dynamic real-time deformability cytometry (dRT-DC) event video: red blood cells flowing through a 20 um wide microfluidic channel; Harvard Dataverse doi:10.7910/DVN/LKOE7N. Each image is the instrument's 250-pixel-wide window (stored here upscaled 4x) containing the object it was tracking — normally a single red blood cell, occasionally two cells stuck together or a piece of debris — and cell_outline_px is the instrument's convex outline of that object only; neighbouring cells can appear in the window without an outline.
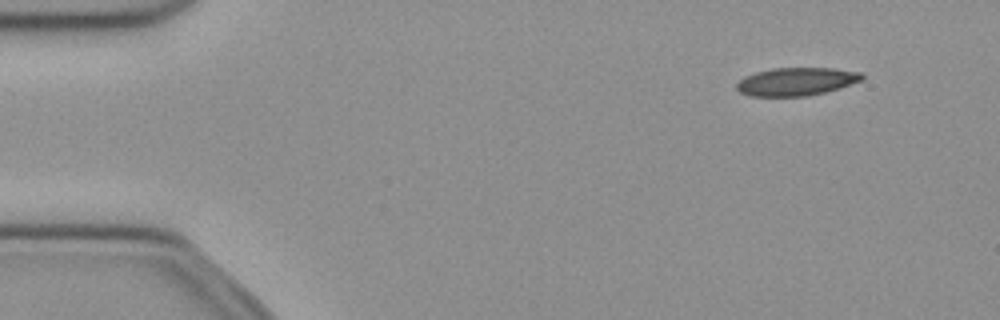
{"species": "common noctule bat (a hibernating species)", "species_latin": "Nyctalus noctula", "temperature_condition": "cold", "stored_images_in_passage": 48, "camera_frame_rate_fps": 3000, "um_per_image_px": 0.085, "animal": {"sex": "female", "body_mass_g": 21.9}, "frame": {"image": 1, "passage_image": 2, "time_ms": 0.333, "image_size_px": [1000, 320], "cell_outline_px": [[864, 80], [840, 88], [808, 96], [748, 96], [740, 92], [736, 88], [736, 84], [744, 76], [756, 72], [772, 68], [832, 68], [860, 72], [864, 76]], "centroid_in_image_um": [67.69, 6.93], "position_along_channel_um": 17.3, "area_um2": 20.58}}
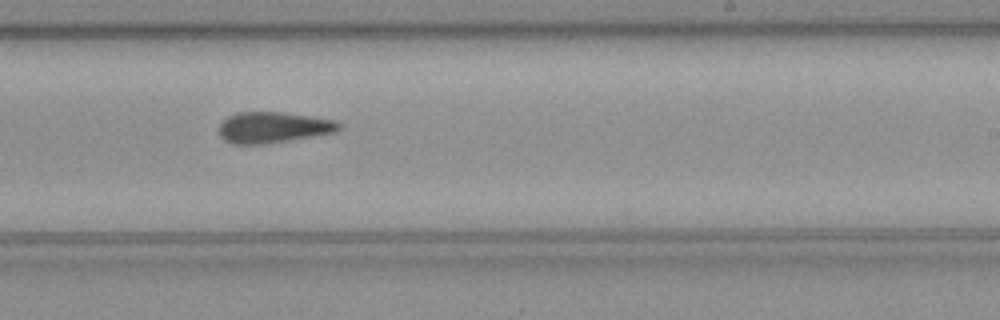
{"frame": {"image": 2, "passage_image": 28, "time_ms": 9.0, "image_size_px": [1000, 320], "cell_outline_px": [[340, 128], [336, 132], [264, 144], [232, 144], [224, 140], [220, 136], [220, 124], [228, 116], [240, 112], [284, 112], [336, 120], [340, 124]], "centroid_in_image_um": [23.22, 10.83], "position_along_channel_um": 265.8, "area_um2": 21.5}}
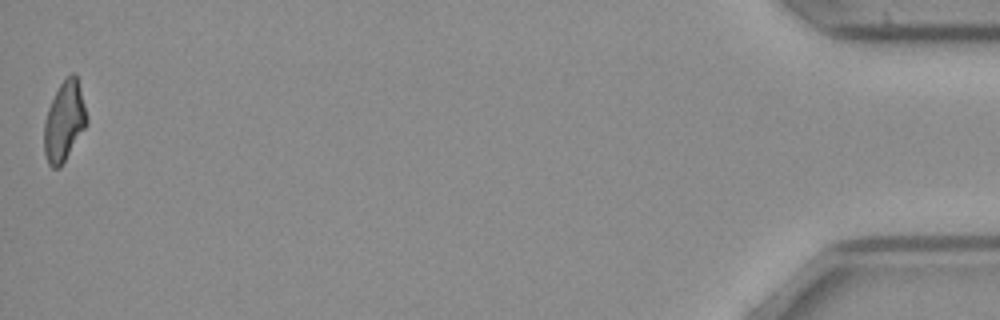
{"frame": {"image": 3, "passage_image": 48, "time_ms": 15.667, "image_size_px": [1000, 320], "cell_outline_px": [[88, 124], [60, 168], [52, 168], [48, 164], [44, 152], [44, 124], [48, 108], [60, 84], [72, 72], [76, 72], [88, 120]], "centroid_in_image_um": [5.47, 10.34], "position_along_channel_um": 429.7, "area_um2": 19.77}, "authors_computed_cell_mechanics": {"area_um2": 21.5016, "velocity_mm_per_s": 3.9762, "shape_relaxation_time_tau1_ms": null, "shape_relaxation_time_tau2_ms": 6.3208, "deformation_change_tau1": null, "deformation_change_tau2": 0.1547}}